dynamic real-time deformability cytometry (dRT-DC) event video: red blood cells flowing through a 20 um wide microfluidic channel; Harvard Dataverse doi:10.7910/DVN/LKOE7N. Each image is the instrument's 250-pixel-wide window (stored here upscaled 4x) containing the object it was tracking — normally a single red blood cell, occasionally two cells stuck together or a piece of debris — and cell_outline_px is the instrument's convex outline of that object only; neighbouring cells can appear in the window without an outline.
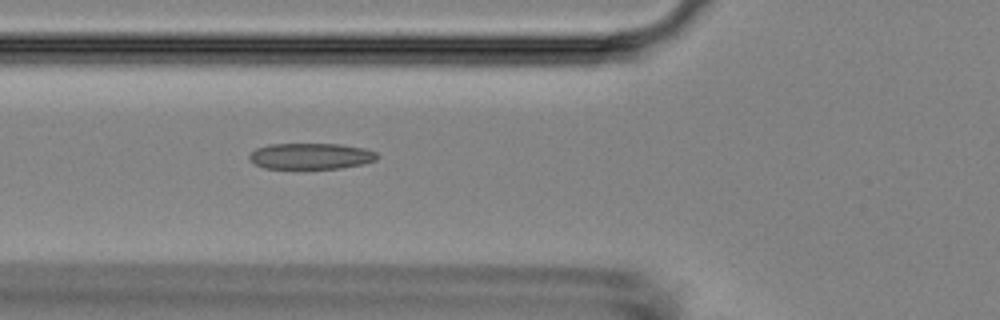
{"species": "Egyptian fruit bat (a non-hibernating species)", "species_latin": "Rousettus aegyptiacus", "temperature_condition": "room temperature", "stored_images_in_passage": 5, "camera_frame_rate_fps": 3000, "um_per_image_px": 0.085, "animal": {"sex": "female"}, "frame": {"image": 1, "passage_image": 5, "time_ms": 1.333, "image_size_px": [1000, 320], "cell_outline_px": [[380, 156], [376, 160], [364, 164], [340, 168], [264, 168], [248, 160], [248, 156], [256, 148], [268, 144], [340, 144], [364, 148], [376, 152]], "centroid_in_image_um": [26.43, 13.26], "position_along_channel_um": 99.4, "area_um2": 19.48}}